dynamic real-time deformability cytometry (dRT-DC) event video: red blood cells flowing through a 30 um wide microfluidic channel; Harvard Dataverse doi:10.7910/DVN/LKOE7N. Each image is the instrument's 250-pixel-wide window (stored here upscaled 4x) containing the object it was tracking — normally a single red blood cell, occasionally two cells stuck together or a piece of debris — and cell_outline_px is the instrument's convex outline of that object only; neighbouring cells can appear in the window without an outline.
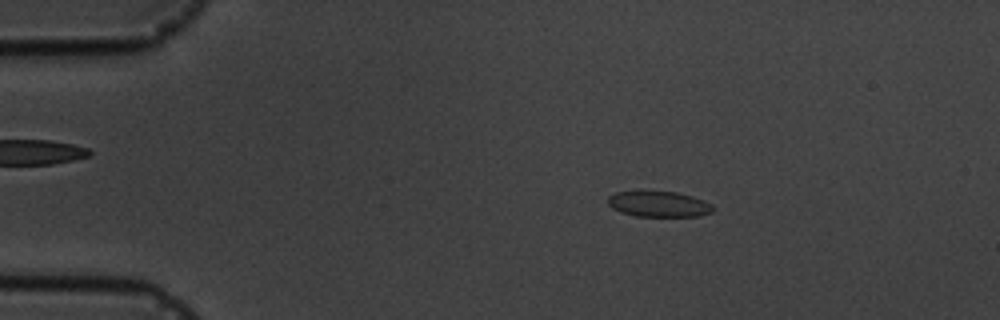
{"species": "common noctule bat (a hibernating species)", "species_latin": "Nyctalus noctula", "temperature_condition": "cold", "stored_images_in_passage": 4, "camera_frame_rate_fps": 3000, "um_per_image_px": 0.085, "animal": {"sex": "male", "body_mass_g": 19.5, "forearm_length_mm": 54.6}, "frame": {"image": 1, "passage_image": 2, "time_ms": 1.333, "image_size_px": [1000, 320], "cell_outline_px": [[716, 208], [712, 212], [700, 216], [636, 216], [620, 212], [612, 208], [608, 204], [608, 196], [616, 192], [676, 192], [692, 196], [704, 200], [712, 204]], "centroid_in_image_um": [56.03, 17.36], "position_along_channel_um": 29.0, "area_um2": 15.66}}